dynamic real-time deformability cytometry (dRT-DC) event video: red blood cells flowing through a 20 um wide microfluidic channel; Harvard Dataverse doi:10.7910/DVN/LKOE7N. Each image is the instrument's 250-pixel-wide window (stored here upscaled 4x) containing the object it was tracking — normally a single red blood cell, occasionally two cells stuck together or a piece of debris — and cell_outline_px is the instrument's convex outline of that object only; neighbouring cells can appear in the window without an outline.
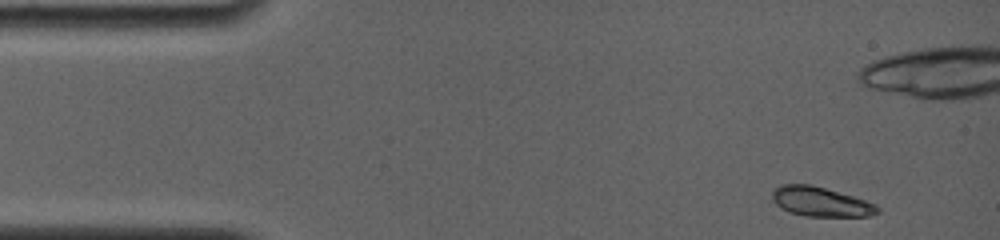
{"species": "common noctule bat (a hibernating species)", "species_latin": "Nyctalus noctula", "temperature_condition": "room temperature", "stored_images_in_passage": 33, "camera_frame_rate_fps": 4000, "um_per_image_px": 0.085, "animal": {"sex": "female", "body_mass_g": 19.0, "forearm_length_mm": 56.7}, "frame": {"image": 1, "passage_image": 1, "time_ms": 0.0, "image_size_px": [1000, 240], "cell_outline_px": [[880, 212], [872, 216], [804, 216], [788, 212], [780, 208], [772, 200], [772, 188], [780, 184], [812, 184], [852, 196], [876, 204], [880, 208]], "centroid_in_image_um": [69.72, 17.14], "position_along_channel_um": 15.3, "area_um2": 18.32}}
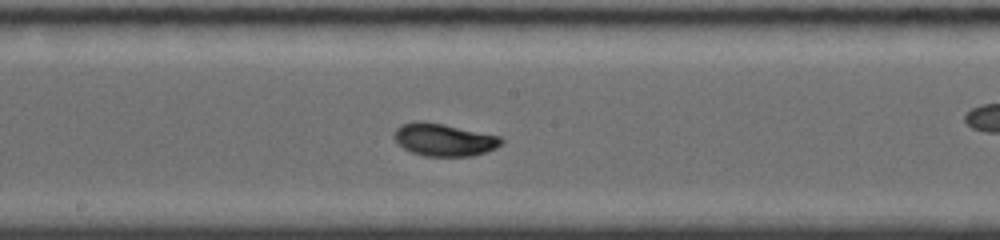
{"frame": {"image": 2, "passage_image": 15, "time_ms": 7.5, "image_size_px": [1000, 240], "cell_outline_px": [[504, 144], [496, 148], [472, 156], [424, 156], [412, 152], [404, 148], [392, 136], [396, 128], [404, 124], [420, 120], [504, 136]], "centroid_in_image_um": [37.8, 11.88], "position_along_channel_um": 210.4, "area_um2": 20.35}}
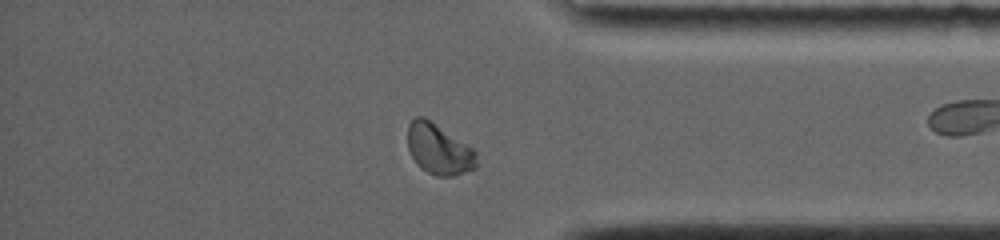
{"frame": {"image": 3, "passage_image": 28, "time_ms": 12.5, "image_size_px": [1000, 240], "cell_outline_px": [[476, 168], [456, 176], [436, 176], [420, 168], [416, 164], [408, 148], [408, 124], [416, 116], [424, 116], [476, 148]], "centroid_in_image_um": [37.33, 12.67], "position_along_channel_um": 397.9, "area_um2": 20.75}, "authors_computed_cell_mechanics": {"area_um2": 19.7676, "velocity_mm_per_s": 3.8114, "shape_relaxation_time_tau1_ms": 2.5676, "shape_relaxation_time_tau2_ms": null, "deformation_change_tau1": 0.1551, "deformation_change_tau2": null}}